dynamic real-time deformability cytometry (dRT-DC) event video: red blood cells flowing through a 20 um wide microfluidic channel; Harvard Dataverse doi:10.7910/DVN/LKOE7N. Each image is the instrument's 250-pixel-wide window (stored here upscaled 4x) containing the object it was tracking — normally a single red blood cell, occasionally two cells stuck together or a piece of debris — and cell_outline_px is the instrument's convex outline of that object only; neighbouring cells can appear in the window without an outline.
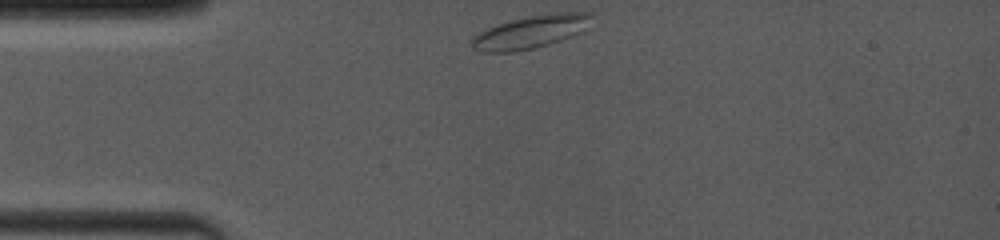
{"species": "common noctule bat (a hibernating species)", "species_latin": "Nyctalus noctula", "temperature_condition": "room temperature", "stored_images_in_passage": 30, "camera_frame_rate_fps": 4000, "um_per_image_px": 0.085, "animal": {"sex": "female", "body_mass_g": 19.0, "forearm_length_mm": 53.3}, "frame": {"image": 1, "passage_image": 1, "time_ms": 0.0, "image_size_px": [1000, 240], "cell_outline_px": [[592, 16], [580, 32], [560, 40], [536, 48], [516, 52], [484, 52], [472, 48], [472, 36], [488, 28], [512, 20], [528, 16], [556, 12], [588, 12]], "centroid_in_image_um": [45.06, 2.72], "position_along_channel_um": 39.9, "area_um2": 22.54}}
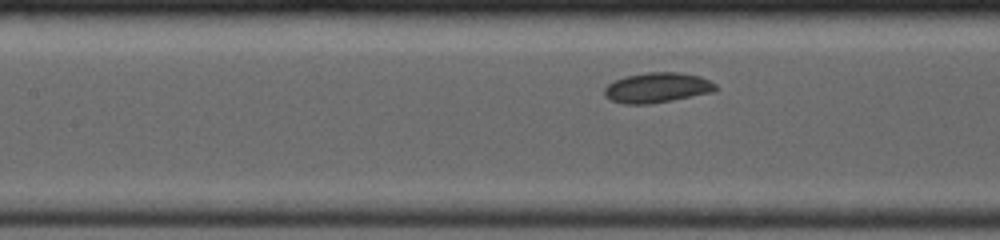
{"frame": {"image": 2, "passage_image": 23, "time_ms": 3.5, "image_size_px": [1000, 240], "cell_outline_px": [[716, 88], [712, 92], [672, 100], [648, 104], [624, 104], [612, 100], [604, 96], [604, 88], [608, 84], [616, 80], [628, 76], [644, 72], [680, 72], [700, 76], [716, 84]], "centroid_in_image_um": [55.84, 7.45], "position_along_channel_um": 151.6, "area_um2": 19.36}}
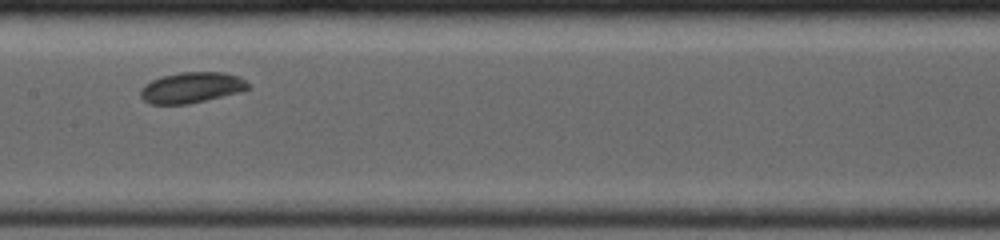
{"frame": {"image": 3, "passage_image": 29, "time_ms": 4.5, "image_size_px": [1000, 240], "cell_outline_px": [[252, 88], [240, 92], [188, 104], [148, 104], [140, 96], [140, 88], [144, 84], [152, 80], [164, 76], [180, 72], [224, 72], [236, 76], [244, 80]], "centroid_in_image_um": [16.26, 7.45], "position_along_channel_um": 191.1, "area_um2": 19.25}}